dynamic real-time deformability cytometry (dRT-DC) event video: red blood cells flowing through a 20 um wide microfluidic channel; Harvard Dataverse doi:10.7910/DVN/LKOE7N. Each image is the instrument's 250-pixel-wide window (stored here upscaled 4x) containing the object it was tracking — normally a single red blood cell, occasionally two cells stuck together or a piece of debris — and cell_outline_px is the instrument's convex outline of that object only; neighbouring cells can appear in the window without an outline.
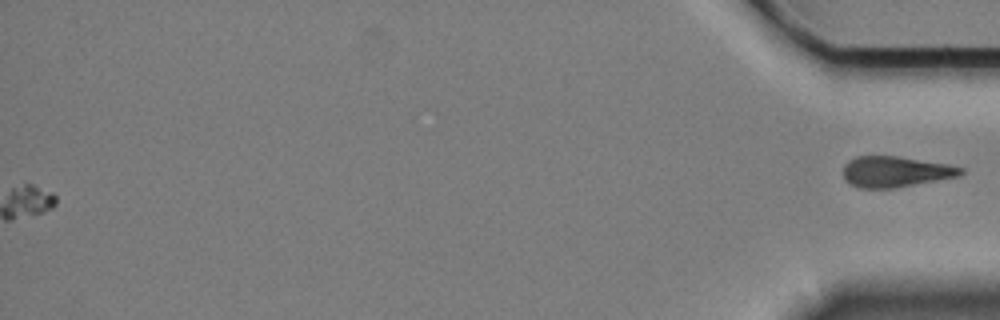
{"species": "Egyptian fruit bat (a non-hibernating species)", "species_latin": "Rousettus aegyptiacus", "temperature_condition": "cold", "stored_images_in_passage": 61, "segment_of_instrument_passage": [2, 2], "camera_frame_rate_fps": 3000, "um_per_image_px": 0.085, "animal": {"sex": "female"}, "frame": {"image": 1, "passage_image": 61, "time_ms": 20.0, "image_size_px": [1000, 320], "cell_outline_px": [[964, 172], [960, 176], [896, 188], [860, 188], [848, 184], [844, 180], [844, 164], [848, 160], [856, 156], [900, 156], [948, 164], [964, 168]], "centroid_in_image_um": [76.11, 14.59], "position_along_channel_um": 359.1, "area_um2": 21.39}}